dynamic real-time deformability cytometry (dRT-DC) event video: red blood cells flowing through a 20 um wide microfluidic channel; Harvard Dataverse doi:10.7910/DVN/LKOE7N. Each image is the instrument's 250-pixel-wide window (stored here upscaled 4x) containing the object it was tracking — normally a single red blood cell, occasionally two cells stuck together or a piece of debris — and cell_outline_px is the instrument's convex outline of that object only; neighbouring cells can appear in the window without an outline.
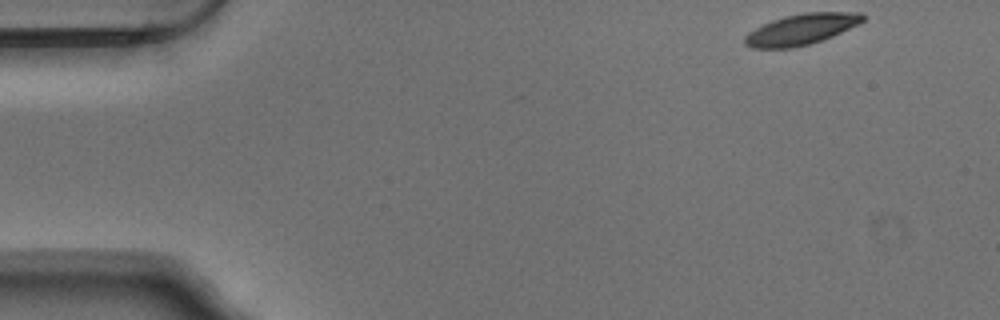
{"species": "Egyptian fruit bat (a non-hibernating species)", "species_latin": "Rousettus aegyptiacus", "temperature_condition": "warm", "stored_images_in_passage": 12, "camera_frame_rate_fps": 3000, "um_per_image_px": 0.085, "animal": {"sex": "male"}, "frame": {"image": 1, "passage_image": 1, "time_ms": 0.0, "image_size_px": [1000, 320], "cell_outline_px": [[864, 20], [860, 24], [832, 36], [808, 44], [792, 48], [752, 48], [744, 44], [744, 36], [748, 32], [772, 20], [784, 16], [804, 12], [860, 12], [864, 16]], "centroid_in_image_um": [68.11, 2.48], "position_along_channel_um": 16.9, "area_um2": 21.15}}
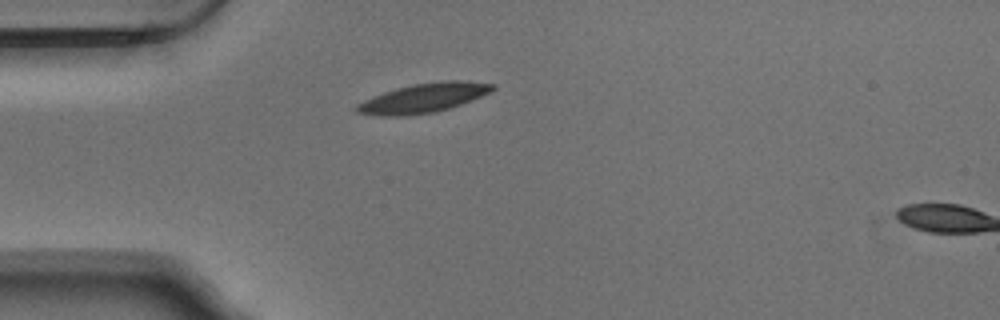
{"frame": {"image": 2, "passage_image": 11, "time_ms": 3.333, "image_size_px": [1000, 320], "cell_outline_px": [[496, 88], [492, 92], [460, 104], [436, 112], [408, 116], [380, 116], [356, 112], [352, 108], [356, 104], [372, 96], [396, 88], [412, 84], [444, 80], [464, 80], [496, 84]], "centroid_in_image_um": [35.98, 8.32], "position_along_channel_um": 49.0, "area_um2": 23.47}}